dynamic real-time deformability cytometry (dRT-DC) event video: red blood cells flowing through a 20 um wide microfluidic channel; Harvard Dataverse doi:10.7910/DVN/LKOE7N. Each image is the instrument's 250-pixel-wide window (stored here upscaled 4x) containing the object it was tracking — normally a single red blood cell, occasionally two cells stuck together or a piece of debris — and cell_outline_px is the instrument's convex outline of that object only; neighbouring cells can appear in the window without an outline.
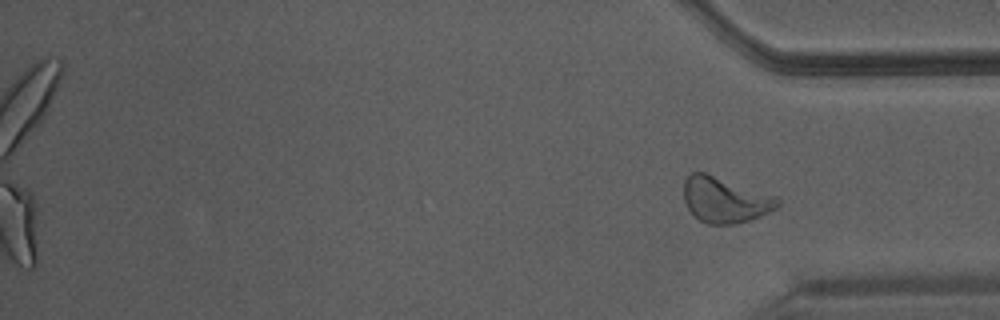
{"species": "Egyptian fruit bat (a non-hibernating species)", "species_latin": "Rousettus aegyptiacus", "temperature_condition": "warm", "stored_images_in_passage": 40, "camera_frame_rate_fps": 3000, "um_per_image_px": 0.085, "animal": {"sex": "male"}, "frame": {"image": 1, "passage_image": 40, "time_ms": 13.0, "image_size_px": [1000, 320], "cell_outline_px": [[780, 204], [776, 208], [760, 216], [736, 224], [708, 224], [700, 220], [688, 208], [684, 200], [684, 180], [692, 172], [704, 172], [776, 196], [780, 200]], "centroid_in_image_um": [61.62, 16.99], "position_along_channel_um": 373.6, "area_um2": 24.68}}